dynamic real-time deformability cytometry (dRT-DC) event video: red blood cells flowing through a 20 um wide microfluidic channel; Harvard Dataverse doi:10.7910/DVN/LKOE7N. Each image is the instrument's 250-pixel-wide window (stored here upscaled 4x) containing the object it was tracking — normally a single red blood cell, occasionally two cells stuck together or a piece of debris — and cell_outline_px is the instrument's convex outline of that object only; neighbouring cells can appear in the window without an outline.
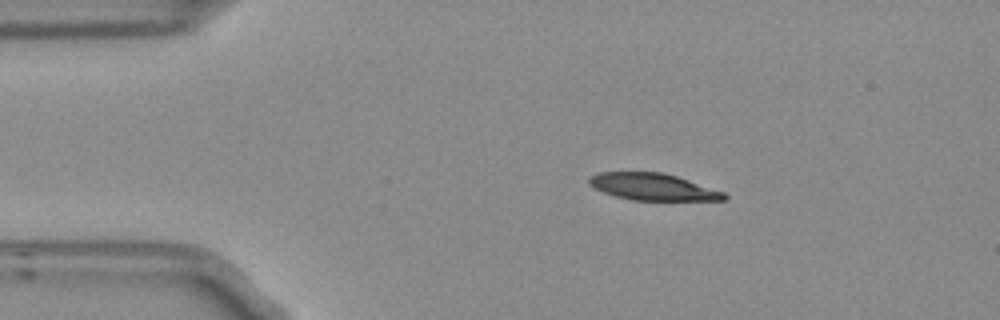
{"species": "Egyptian fruit bat (a non-hibernating species)", "species_latin": "Rousettus aegyptiacus", "temperature_condition": "room temperature", "stored_images_in_passage": 3, "camera_frame_rate_fps": 3000, "um_per_image_px": 0.085, "frame": {"image": 1, "passage_image": 1, "time_ms": 0.0, "image_size_px": [1000, 320], "cell_outline_px": [[728, 200], [632, 200], [616, 196], [604, 192], [588, 184], [588, 176], [596, 172], [664, 172], [724, 192], [728, 196]], "centroid_in_image_um": [55.47, 15.87], "position_along_channel_um": 29.5, "area_um2": 21.1}}